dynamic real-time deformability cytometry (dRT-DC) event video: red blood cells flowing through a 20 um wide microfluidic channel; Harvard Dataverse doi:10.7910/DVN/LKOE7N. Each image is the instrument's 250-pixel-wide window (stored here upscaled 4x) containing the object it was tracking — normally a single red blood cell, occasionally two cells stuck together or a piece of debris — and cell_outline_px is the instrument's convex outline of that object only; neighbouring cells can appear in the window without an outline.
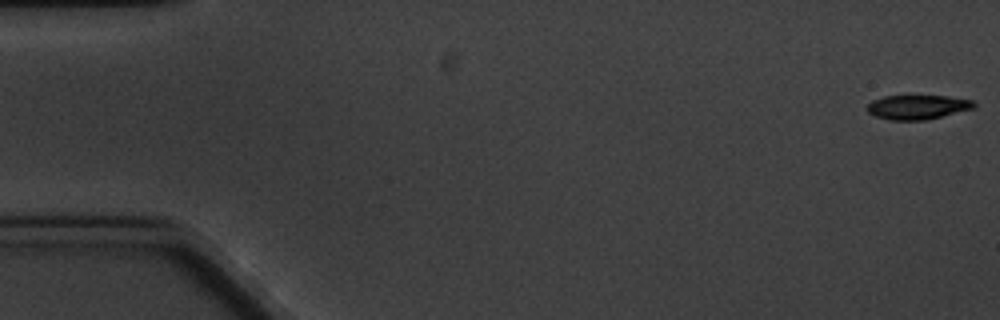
{"species": "common noctule bat (a hibernating species)", "species_latin": "Nyctalus noctula", "temperature_condition": "cold", "stored_images_in_passage": 6, "camera_frame_rate_fps": 3000, "um_per_image_px": 0.085, "animal": {"sex": "male", "body_mass_g": 20.1, "forearm_length_mm": 53.5}, "frame": {"image": 1, "passage_image": 1, "time_ms": 0.0, "image_size_px": [1000, 320], "cell_outline_px": [[976, 104], [972, 108], [924, 120], [888, 120], [876, 116], [868, 112], [864, 108], [872, 100], [884, 96], [948, 96], [972, 100]], "centroid_in_image_um": [77.92, 9.1], "position_along_channel_um": 7.1, "area_um2": 14.97}}
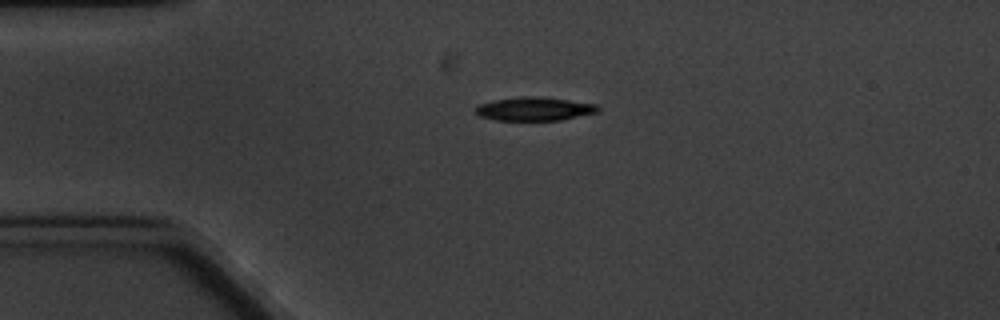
{"frame": {"image": 2, "passage_image": 4, "time_ms": 4.333, "image_size_px": [1000, 320], "cell_outline_px": [[600, 112], [560, 120], [496, 120], [480, 116], [476, 112], [476, 108], [480, 104], [492, 100], [524, 96], [540, 96], [596, 104], [600, 108]], "centroid_in_image_um": [45.46, 9.25], "position_along_channel_um": 39.5, "area_um2": 16.76}}